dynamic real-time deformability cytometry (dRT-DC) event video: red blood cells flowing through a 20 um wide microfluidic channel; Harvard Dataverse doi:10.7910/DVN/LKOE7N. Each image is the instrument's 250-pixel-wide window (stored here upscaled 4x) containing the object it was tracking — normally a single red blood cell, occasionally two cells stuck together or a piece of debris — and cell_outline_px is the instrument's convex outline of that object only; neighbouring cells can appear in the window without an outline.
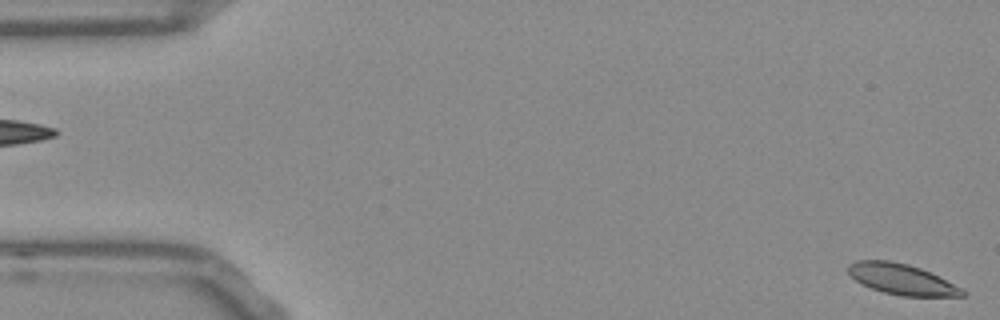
{"species": "Egyptian fruit bat (a non-hibernating species)", "species_latin": "Rousettus aegyptiacus", "temperature_condition": "room temperature", "stored_images_in_passage": 53, "camera_frame_rate_fps": 3000, "um_per_image_px": 0.085, "frame": {"image": 1, "passage_image": 1, "time_ms": 0.0, "image_size_px": [1000, 320], "cell_outline_px": [[964, 296], [900, 296], [884, 292], [872, 288], [856, 280], [848, 272], [848, 264], [856, 260], [888, 260], [908, 264], [920, 268], [960, 288], [964, 292]], "centroid_in_image_um": [76.58, 23.72], "position_along_channel_um": 8.4, "area_um2": 19.88}}
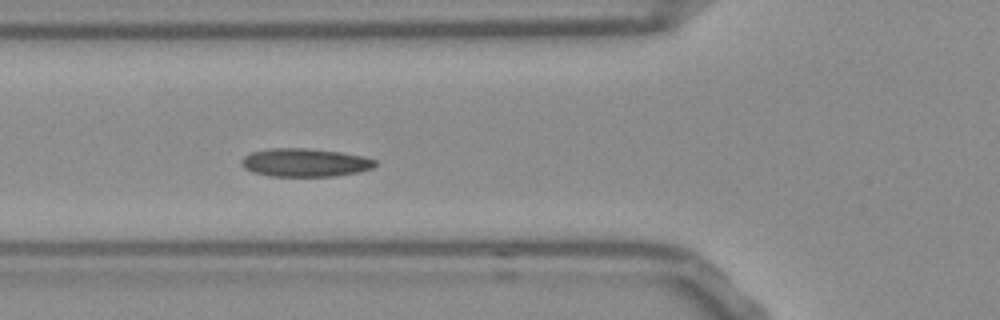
{"frame": {"image": 2, "passage_image": 19, "time_ms": 6.0, "image_size_px": [1000, 320], "cell_outline_px": [[376, 164], [372, 168], [360, 172], [336, 176], [268, 176], [252, 172], [244, 168], [240, 164], [240, 160], [244, 156], [252, 152], [268, 148], [304, 148], [340, 152], [364, 156], [376, 160]], "centroid_in_image_um": [25.9, 13.82], "position_along_channel_um": 99.9, "area_um2": 22.2}}
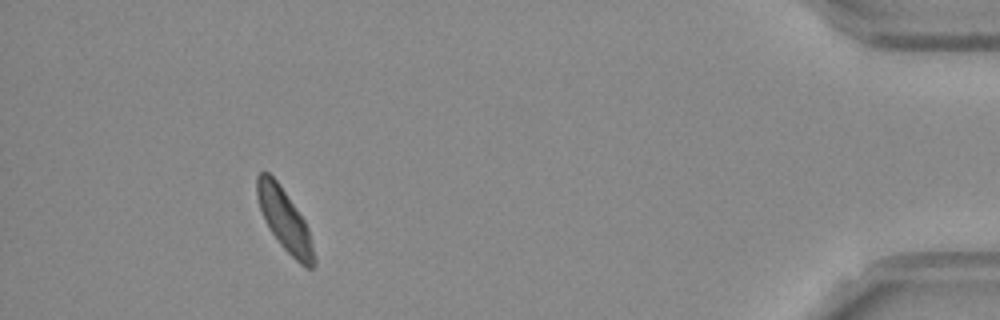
{"frame": {"image": 3, "passage_image": 49, "time_ms": 16.0, "image_size_px": [1000, 320], "cell_outline_px": [[316, 264], [312, 268], [304, 268], [280, 244], [264, 220], [256, 196], [256, 176], [260, 172], [268, 172], [280, 184], [304, 220], [308, 228], [316, 260]], "centroid_in_image_um": [24.19, 18.7], "position_along_channel_um": 411.0, "area_um2": 20.4}, "authors_computed_cell_mechanics": {"area_um2": 21.0392, "velocity_mm_per_s": 3.7574, "shape_relaxation_time_tau1_ms": null, "shape_relaxation_time_tau2_ms": 2.5913, "deformation_change_tau1": null, "deformation_change_tau2": 0.0596}}